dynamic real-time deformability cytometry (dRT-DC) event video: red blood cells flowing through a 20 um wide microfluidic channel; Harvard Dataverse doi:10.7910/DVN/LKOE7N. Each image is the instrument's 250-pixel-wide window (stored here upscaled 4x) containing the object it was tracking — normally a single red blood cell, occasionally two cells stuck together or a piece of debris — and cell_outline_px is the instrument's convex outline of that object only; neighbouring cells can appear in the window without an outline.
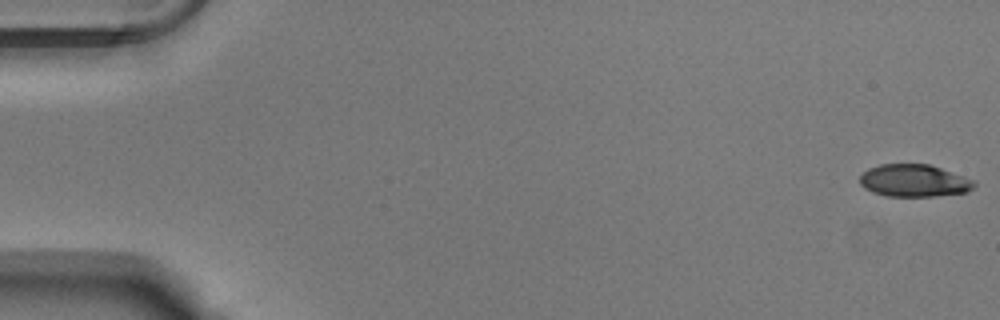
{"species": "Egyptian fruit bat (a non-hibernating species)", "species_latin": "Rousettus aegyptiacus", "temperature_condition": "warm", "stored_images_in_passage": 54, "camera_frame_rate_fps": 3000, "um_per_image_px": 0.085, "animal": {"sex": "male"}, "frame": {"image": 1, "passage_image": 1, "time_ms": 0.0, "image_size_px": [1000, 320], "cell_outline_px": [[976, 184], [968, 192], [936, 196], [888, 196], [872, 192], [864, 188], [860, 184], [860, 176], [868, 168], [880, 164], [928, 164], [976, 180]], "centroid_in_image_um": [77.7, 15.36], "position_along_channel_um": 7.3, "area_um2": 21.62}}
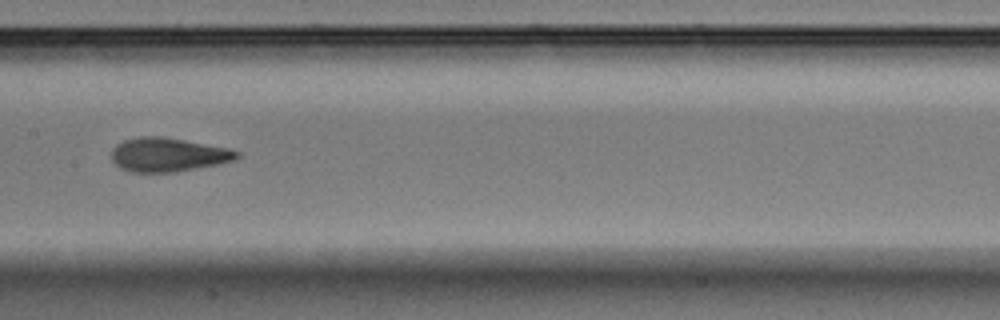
{"frame": {"image": 2, "passage_image": 28, "time_ms": 9.0, "image_size_px": [1000, 320], "cell_outline_px": [[240, 156], [236, 160], [220, 164], [176, 172], [128, 172], [120, 168], [112, 160], [112, 148], [116, 144], [124, 140], [140, 136], [160, 136], [184, 140], [228, 148], [240, 152]], "centroid_in_image_um": [14.29, 13.16], "position_along_channel_um": 193.1, "area_um2": 24.91}}
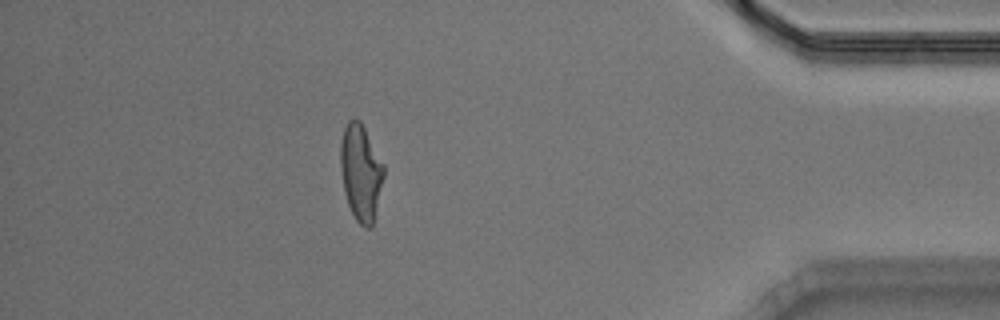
{"frame": {"image": 3, "passage_image": 48, "time_ms": 15.667, "image_size_px": [1000, 320], "cell_outline_px": [[384, 176], [372, 228], [364, 228], [356, 220], [348, 204], [344, 192], [340, 168], [340, 144], [344, 128], [348, 120], [352, 116], [360, 120], [384, 164]], "centroid_in_image_um": [30.66, 14.64], "position_along_channel_um": 404.5, "area_um2": 24.45}, "authors_computed_cell_mechanics": {"area_um2": 24.1026, "velocity_mm_per_s": 3.79, "shape_relaxation_time_tau1_ms": 4.6543, "shape_relaxation_time_tau2_ms": 1.4965, "deformation_change_tau1": 0.1969, "deformation_change_tau2": 0.0849}}